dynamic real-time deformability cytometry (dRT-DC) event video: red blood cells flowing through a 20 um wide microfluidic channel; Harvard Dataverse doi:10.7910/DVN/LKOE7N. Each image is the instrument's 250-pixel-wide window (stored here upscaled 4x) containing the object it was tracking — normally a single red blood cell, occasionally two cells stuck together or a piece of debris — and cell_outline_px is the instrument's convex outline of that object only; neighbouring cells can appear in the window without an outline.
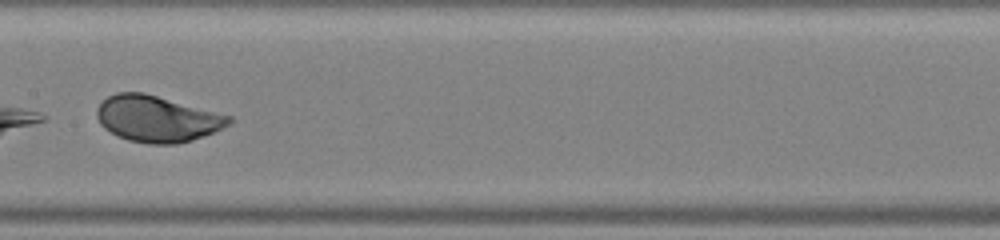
{"species": "human", "species_latin": "Homo sapiens", "temperature_condition": "warm", "stored_images_in_passage": 33, "camera_frame_rate_fps": 3000, "um_per_image_px": 0.085, "donor": {"sex": "male"}, "frame": {"image": 1, "passage_image": 17, "time_ms": 5.333, "image_size_px": [1000, 240], "cell_outline_px": [[232, 120], [228, 124], [212, 132], [192, 140], [176, 144], [148, 144], [128, 140], [116, 136], [104, 128], [100, 124], [96, 116], [96, 108], [108, 96], [116, 92], [144, 92], [232, 116]], "centroid_in_image_um": [13.3, 10.09], "position_along_channel_um": 194.1, "area_um2": 35.55}}
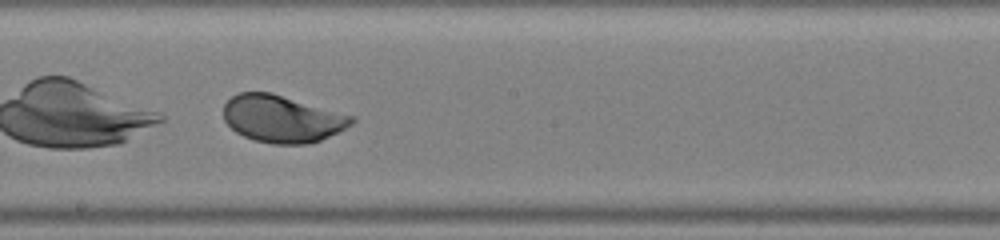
{"frame": {"image": 2, "passage_image": 19, "time_ms": 6.0, "image_size_px": [1000, 240], "cell_outline_px": [[356, 120], [352, 124], [320, 140], [308, 144], [272, 144], [256, 140], [244, 136], [236, 132], [224, 120], [224, 104], [232, 96], [240, 92], [272, 92], [356, 116]], "centroid_in_image_um": [23.99, 10.08], "position_along_channel_um": 224.2, "area_um2": 35.26}}
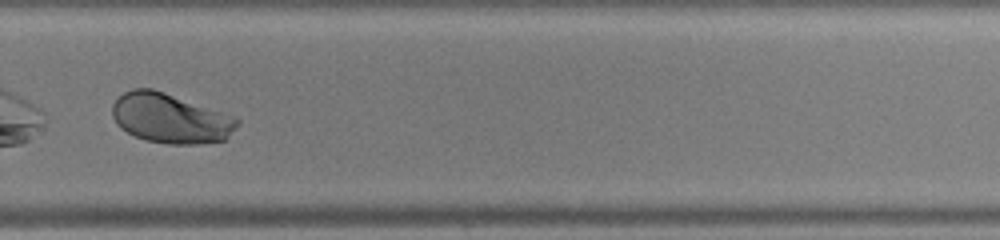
{"frame": {"image": 3, "passage_image": 25, "time_ms": 8.0, "image_size_px": [1000, 240], "cell_outline_px": [[240, 120], [236, 128], [224, 140], [196, 144], [168, 144], [144, 140], [120, 128], [116, 124], [112, 116], [112, 104], [124, 92], [132, 88], [152, 88], [236, 116]], "centroid_in_image_um": [14.48, 10.05], "position_along_channel_um": 315.3, "area_um2": 36.3}}